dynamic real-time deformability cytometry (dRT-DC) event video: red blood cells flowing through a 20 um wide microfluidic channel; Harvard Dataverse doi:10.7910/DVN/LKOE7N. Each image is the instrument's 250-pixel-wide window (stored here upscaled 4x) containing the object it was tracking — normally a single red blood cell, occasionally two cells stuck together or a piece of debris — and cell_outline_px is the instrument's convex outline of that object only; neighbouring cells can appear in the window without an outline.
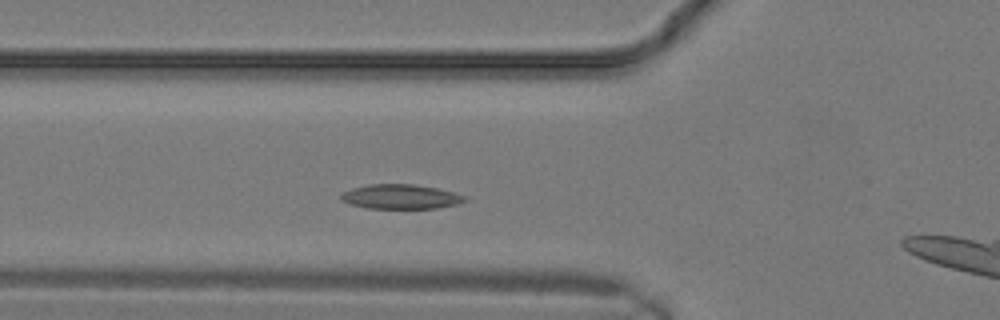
{"species": "common noctule bat (a hibernating species)", "species_latin": "Nyctalus noctula", "temperature_condition": "warm", "stored_images_in_passage": 11, "segment_of_instrument_passage": [1, 2], "camera_frame_rate_fps": 3000, "um_per_image_px": 0.085, "animal": {"sex": "male", "body_mass_g": 19.2, "forearm_length_mm": 51.8}, "frame": {"image": 1, "passage_image": 5, "time_ms": 1.333, "image_size_px": [1000, 320], "cell_outline_px": [[468, 200], [456, 204], [436, 208], [368, 208], [352, 204], [340, 200], [340, 196], [344, 192], [352, 188], [372, 184], [412, 184], [436, 188], [468, 196]], "centroid_in_image_um": [34.08, 16.71], "position_along_channel_um": 91.7, "area_um2": 17.51}}
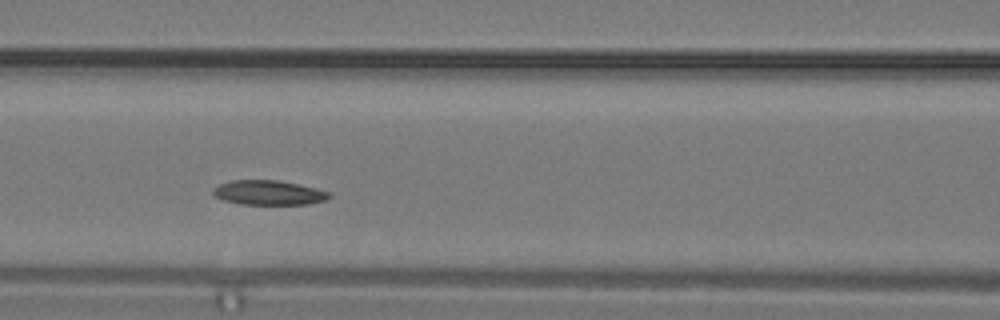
{"frame": {"image": 2, "passage_image": 7, "time_ms": 2.0, "image_size_px": [1000, 320], "cell_outline_px": [[332, 196], [324, 200], [308, 204], [240, 204], [224, 200], [216, 196], [212, 192], [212, 188], [220, 184], [232, 180], [276, 180], [316, 188], [332, 192]], "centroid_in_image_um": [22.84, 16.37], "position_along_channel_um": 143.8, "area_um2": 16.53}}
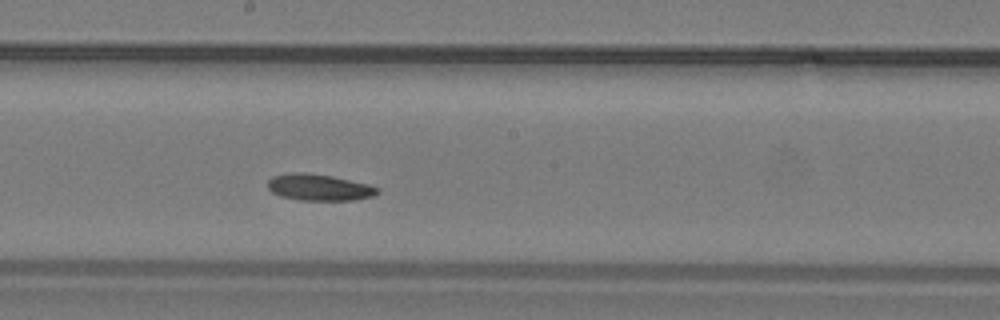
{"frame": {"image": 3, "passage_image": 10, "time_ms": 3.0, "image_size_px": [1000, 320], "cell_outline_px": [[380, 192], [372, 196], [352, 200], [300, 200], [280, 196], [272, 192], [268, 188], [268, 180], [272, 176], [292, 172], [304, 172], [332, 176], [368, 184], [380, 188]], "centroid_in_image_um": [27.11, 15.92], "position_along_channel_um": 221.1, "area_um2": 16.94}}